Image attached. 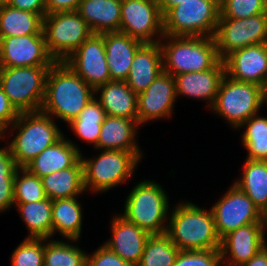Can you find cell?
Here are the masks:
<instances>
[{"label": "cell", "instance_id": "23", "mask_svg": "<svg viewBox=\"0 0 267 266\" xmlns=\"http://www.w3.org/2000/svg\"><path fill=\"white\" fill-rule=\"evenodd\" d=\"M138 126L137 120L106 115L95 149L141 152L136 142Z\"/></svg>", "mask_w": 267, "mask_h": 266}, {"label": "cell", "instance_id": "47", "mask_svg": "<svg viewBox=\"0 0 267 266\" xmlns=\"http://www.w3.org/2000/svg\"><path fill=\"white\" fill-rule=\"evenodd\" d=\"M262 88V94H263V98L265 101V104L267 103V75L265 77V80L263 82V85L261 86Z\"/></svg>", "mask_w": 267, "mask_h": 266}, {"label": "cell", "instance_id": "7", "mask_svg": "<svg viewBox=\"0 0 267 266\" xmlns=\"http://www.w3.org/2000/svg\"><path fill=\"white\" fill-rule=\"evenodd\" d=\"M50 68L0 67V86L19 113L41 111Z\"/></svg>", "mask_w": 267, "mask_h": 266}, {"label": "cell", "instance_id": "15", "mask_svg": "<svg viewBox=\"0 0 267 266\" xmlns=\"http://www.w3.org/2000/svg\"><path fill=\"white\" fill-rule=\"evenodd\" d=\"M64 62L94 90L112 81L102 34H92Z\"/></svg>", "mask_w": 267, "mask_h": 266}, {"label": "cell", "instance_id": "20", "mask_svg": "<svg viewBox=\"0 0 267 266\" xmlns=\"http://www.w3.org/2000/svg\"><path fill=\"white\" fill-rule=\"evenodd\" d=\"M224 76L225 64L221 59L211 69L176 75V96L204 100L209 103V108H212Z\"/></svg>", "mask_w": 267, "mask_h": 266}, {"label": "cell", "instance_id": "45", "mask_svg": "<svg viewBox=\"0 0 267 266\" xmlns=\"http://www.w3.org/2000/svg\"><path fill=\"white\" fill-rule=\"evenodd\" d=\"M241 266H267V245Z\"/></svg>", "mask_w": 267, "mask_h": 266}, {"label": "cell", "instance_id": "41", "mask_svg": "<svg viewBox=\"0 0 267 266\" xmlns=\"http://www.w3.org/2000/svg\"><path fill=\"white\" fill-rule=\"evenodd\" d=\"M87 266H136L124 261L105 245H101L91 255L87 254Z\"/></svg>", "mask_w": 267, "mask_h": 266}, {"label": "cell", "instance_id": "31", "mask_svg": "<svg viewBox=\"0 0 267 266\" xmlns=\"http://www.w3.org/2000/svg\"><path fill=\"white\" fill-rule=\"evenodd\" d=\"M29 232L27 238L52 237V200L46 198L31 203H14Z\"/></svg>", "mask_w": 267, "mask_h": 266}, {"label": "cell", "instance_id": "3", "mask_svg": "<svg viewBox=\"0 0 267 266\" xmlns=\"http://www.w3.org/2000/svg\"><path fill=\"white\" fill-rule=\"evenodd\" d=\"M161 40L163 72L174 77L211 69L220 60L214 37L164 35Z\"/></svg>", "mask_w": 267, "mask_h": 266}, {"label": "cell", "instance_id": "39", "mask_svg": "<svg viewBox=\"0 0 267 266\" xmlns=\"http://www.w3.org/2000/svg\"><path fill=\"white\" fill-rule=\"evenodd\" d=\"M267 12L264 0H220L219 18L242 19Z\"/></svg>", "mask_w": 267, "mask_h": 266}, {"label": "cell", "instance_id": "34", "mask_svg": "<svg viewBox=\"0 0 267 266\" xmlns=\"http://www.w3.org/2000/svg\"><path fill=\"white\" fill-rule=\"evenodd\" d=\"M245 126L241 141L248 152L247 159L267 161V117H261L257 113L239 129Z\"/></svg>", "mask_w": 267, "mask_h": 266}, {"label": "cell", "instance_id": "13", "mask_svg": "<svg viewBox=\"0 0 267 266\" xmlns=\"http://www.w3.org/2000/svg\"><path fill=\"white\" fill-rule=\"evenodd\" d=\"M211 211L217 235L222 239L239 227L262 222V212L253 201L234 183L216 202Z\"/></svg>", "mask_w": 267, "mask_h": 266}, {"label": "cell", "instance_id": "2", "mask_svg": "<svg viewBox=\"0 0 267 266\" xmlns=\"http://www.w3.org/2000/svg\"><path fill=\"white\" fill-rule=\"evenodd\" d=\"M166 235L180 251L220 249L213 213L192 202H179L170 212Z\"/></svg>", "mask_w": 267, "mask_h": 266}, {"label": "cell", "instance_id": "19", "mask_svg": "<svg viewBox=\"0 0 267 266\" xmlns=\"http://www.w3.org/2000/svg\"><path fill=\"white\" fill-rule=\"evenodd\" d=\"M111 222L112 238L103 245L124 261L137 266L151 234L136 224L128 222L120 214L115 215Z\"/></svg>", "mask_w": 267, "mask_h": 266}, {"label": "cell", "instance_id": "33", "mask_svg": "<svg viewBox=\"0 0 267 266\" xmlns=\"http://www.w3.org/2000/svg\"><path fill=\"white\" fill-rule=\"evenodd\" d=\"M69 241L78 240L64 242L44 238V266H87L88 253Z\"/></svg>", "mask_w": 267, "mask_h": 266}, {"label": "cell", "instance_id": "42", "mask_svg": "<svg viewBox=\"0 0 267 266\" xmlns=\"http://www.w3.org/2000/svg\"><path fill=\"white\" fill-rule=\"evenodd\" d=\"M18 115L19 112L10 103L7 95L0 86V125L7 131L12 130L10 129V125L18 118Z\"/></svg>", "mask_w": 267, "mask_h": 266}, {"label": "cell", "instance_id": "9", "mask_svg": "<svg viewBox=\"0 0 267 266\" xmlns=\"http://www.w3.org/2000/svg\"><path fill=\"white\" fill-rule=\"evenodd\" d=\"M264 103L261 86L236 81L225 74L211 109L227 120L230 126L238 129L250 117L256 115Z\"/></svg>", "mask_w": 267, "mask_h": 266}, {"label": "cell", "instance_id": "28", "mask_svg": "<svg viewBox=\"0 0 267 266\" xmlns=\"http://www.w3.org/2000/svg\"><path fill=\"white\" fill-rule=\"evenodd\" d=\"M78 197L52 200V236L79 240L82 233V205Z\"/></svg>", "mask_w": 267, "mask_h": 266}, {"label": "cell", "instance_id": "35", "mask_svg": "<svg viewBox=\"0 0 267 266\" xmlns=\"http://www.w3.org/2000/svg\"><path fill=\"white\" fill-rule=\"evenodd\" d=\"M179 252L166 234L151 235L137 266H173Z\"/></svg>", "mask_w": 267, "mask_h": 266}, {"label": "cell", "instance_id": "46", "mask_svg": "<svg viewBox=\"0 0 267 266\" xmlns=\"http://www.w3.org/2000/svg\"><path fill=\"white\" fill-rule=\"evenodd\" d=\"M161 14L164 15L169 9L181 4L182 2L198 1V0H157Z\"/></svg>", "mask_w": 267, "mask_h": 266}, {"label": "cell", "instance_id": "18", "mask_svg": "<svg viewBox=\"0 0 267 266\" xmlns=\"http://www.w3.org/2000/svg\"><path fill=\"white\" fill-rule=\"evenodd\" d=\"M223 61L228 77L262 86L267 75V43L236 50Z\"/></svg>", "mask_w": 267, "mask_h": 266}, {"label": "cell", "instance_id": "17", "mask_svg": "<svg viewBox=\"0 0 267 266\" xmlns=\"http://www.w3.org/2000/svg\"><path fill=\"white\" fill-rule=\"evenodd\" d=\"M265 239L262 222L251 223L228 233L221 239L222 265L241 266L248 262L267 245Z\"/></svg>", "mask_w": 267, "mask_h": 266}, {"label": "cell", "instance_id": "50", "mask_svg": "<svg viewBox=\"0 0 267 266\" xmlns=\"http://www.w3.org/2000/svg\"><path fill=\"white\" fill-rule=\"evenodd\" d=\"M7 3V0H0V7H2L3 5H5Z\"/></svg>", "mask_w": 267, "mask_h": 266}, {"label": "cell", "instance_id": "44", "mask_svg": "<svg viewBox=\"0 0 267 266\" xmlns=\"http://www.w3.org/2000/svg\"><path fill=\"white\" fill-rule=\"evenodd\" d=\"M81 0H46V14L77 11Z\"/></svg>", "mask_w": 267, "mask_h": 266}, {"label": "cell", "instance_id": "36", "mask_svg": "<svg viewBox=\"0 0 267 266\" xmlns=\"http://www.w3.org/2000/svg\"><path fill=\"white\" fill-rule=\"evenodd\" d=\"M19 167L11 154L10 148H0V213L14 206V180Z\"/></svg>", "mask_w": 267, "mask_h": 266}, {"label": "cell", "instance_id": "4", "mask_svg": "<svg viewBox=\"0 0 267 266\" xmlns=\"http://www.w3.org/2000/svg\"><path fill=\"white\" fill-rule=\"evenodd\" d=\"M54 119L42 111L22 112L11 125L16 135L8 146L18 167H25L64 135Z\"/></svg>", "mask_w": 267, "mask_h": 266}, {"label": "cell", "instance_id": "38", "mask_svg": "<svg viewBox=\"0 0 267 266\" xmlns=\"http://www.w3.org/2000/svg\"><path fill=\"white\" fill-rule=\"evenodd\" d=\"M11 257L12 266H44V238H25Z\"/></svg>", "mask_w": 267, "mask_h": 266}, {"label": "cell", "instance_id": "49", "mask_svg": "<svg viewBox=\"0 0 267 266\" xmlns=\"http://www.w3.org/2000/svg\"><path fill=\"white\" fill-rule=\"evenodd\" d=\"M7 132L1 125H0V139L5 136L4 133Z\"/></svg>", "mask_w": 267, "mask_h": 266}, {"label": "cell", "instance_id": "11", "mask_svg": "<svg viewBox=\"0 0 267 266\" xmlns=\"http://www.w3.org/2000/svg\"><path fill=\"white\" fill-rule=\"evenodd\" d=\"M219 58L247 46L267 43V12L249 18H219L214 35Z\"/></svg>", "mask_w": 267, "mask_h": 266}, {"label": "cell", "instance_id": "43", "mask_svg": "<svg viewBox=\"0 0 267 266\" xmlns=\"http://www.w3.org/2000/svg\"><path fill=\"white\" fill-rule=\"evenodd\" d=\"M8 5L25 11L46 15V0H7Z\"/></svg>", "mask_w": 267, "mask_h": 266}, {"label": "cell", "instance_id": "27", "mask_svg": "<svg viewBox=\"0 0 267 266\" xmlns=\"http://www.w3.org/2000/svg\"><path fill=\"white\" fill-rule=\"evenodd\" d=\"M50 200L77 197L85 192L81 158L70 168L59 170L41 178Z\"/></svg>", "mask_w": 267, "mask_h": 266}, {"label": "cell", "instance_id": "21", "mask_svg": "<svg viewBox=\"0 0 267 266\" xmlns=\"http://www.w3.org/2000/svg\"><path fill=\"white\" fill-rule=\"evenodd\" d=\"M162 72L163 58L160 43H144L137 50L125 81L138 95L144 92Z\"/></svg>", "mask_w": 267, "mask_h": 266}, {"label": "cell", "instance_id": "5", "mask_svg": "<svg viewBox=\"0 0 267 266\" xmlns=\"http://www.w3.org/2000/svg\"><path fill=\"white\" fill-rule=\"evenodd\" d=\"M167 193L159 183L151 180L139 182L132 188L120 214L151 235L166 234L169 214Z\"/></svg>", "mask_w": 267, "mask_h": 266}, {"label": "cell", "instance_id": "24", "mask_svg": "<svg viewBox=\"0 0 267 266\" xmlns=\"http://www.w3.org/2000/svg\"><path fill=\"white\" fill-rule=\"evenodd\" d=\"M82 152L77 144L64 138L47 147L42 153L29 162L24 168L40 178L53 172L72 167Z\"/></svg>", "mask_w": 267, "mask_h": 266}, {"label": "cell", "instance_id": "22", "mask_svg": "<svg viewBox=\"0 0 267 266\" xmlns=\"http://www.w3.org/2000/svg\"><path fill=\"white\" fill-rule=\"evenodd\" d=\"M102 35L111 80L125 81L135 54L144 43L122 32H106Z\"/></svg>", "mask_w": 267, "mask_h": 266}, {"label": "cell", "instance_id": "8", "mask_svg": "<svg viewBox=\"0 0 267 266\" xmlns=\"http://www.w3.org/2000/svg\"><path fill=\"white\" fill-rule=\"evenodd\" d=\"M220 0L182 2L163 15V32L169 36L214 37Z\"/></svg>", "mask_w": 267, "mask_h": 266}, {"label": "cell", "instance_id": "1", "mask_svg": "<svg viewBox=\"0 0 267 266\" xmlns=\"http://www.w3.org/2000/svg\"><path fill=\"white\" fill-rule=\"evenodd\" d=\"M95 96V90L66 62L56 61L47 75L41 111L69 123Z\"/></svg>", "mask_w": 267, "mask_h": 266}, {"label": "cell", "instance_id": "16", "mask_svg": "<svg viewBox=\"0 0 267 266\" xmlns=\"http://www.w3.org/2000/svg\"><path fill=\"white\" fill-rule=\"evenodd\" d=\"M176 98L174 76L162 72L144 92L137 95L138 123L141 125L171 116Z\"/></svg>", "mask_w": 267, "mask_h": 266}, {"label": "cell", "instance_id": "10", "mask_svg": "<svg viewBox=\"0 0 267 266\" xmlns=\"http://www.w3.org/2000/svg\"><path fill=\"white\" fill-rule=\"evenodd\" d=\"M43 33L47 51L55 61H65L93 34L77 11L46 14Z\"/></svg>", "mask_w": 267, "mask_h": 266}, {"label": "cell", "instance_id": "32", "mask_svg": "<svg viewBox=\"0 0 267 266\" xmlns=\"http://www.w3.org/2000/svg\"><path fill=\"white\" fill-rule=\"evenodd\" d=\"M106 112L94 97L79 115L72 119L68 124L78 138L87 143H93L95 148L101 131V124L104 122Z\"/></svg>", "mask_w": 267, "mask_h": 266}, {"label": "cell", "instance_id": "26", "mask_svg": "<svg viewBox=\"0 0 267 266\" xmlns=\"http://www.w3.org/2000/svg\"><path fill=\"white\" fill-rule=\"evenodd\" d=\"M77 12L93 34L119 32L121 0H81Z\"/></svg>", "mask_w": 267, "mask_h": 266}, {"label": "cell", "instance_id": "48", "mask_svg": "<svg viewBox=\"0 0 267 266\" xmlns=\"http://www.w3.org/2000/svg\"><path fill=\"white\" fill-rule=\"evenodd\" d=\"M262 225H263V233L265 234V230H267V210H265L262 214Z\"/></svg>", "mask_w": 267, "mask_h": 266}, {"label": "cell", "instance_id": "37", "mask_svg": "<svg viewBox=\"0 0 267 266\" xmlns=\"http://www.w3.org/2000/svg\"><path fill=\"white\" fill-rule=\"evenodd\" d=\"M13 194L14 203H31L47 198L42 179L24 167L16 170Z\"/></svg>", "mask_w": 267, "mask_h": 266}, {"label": "cell", "instance_id": "29", "mask_svg": "<svg viewBox=\"0 0 267 266\" xmlns=\"http://www.w3.org/2000/svg\"><path fill=\"white\" fill-rule=\"evenodd\" d=\"M43 16L8 4L0 7V39L43 33Z\"/></svg>", "mask_w": 267, "mask_h": 266}, {"label": "cell", "instance_id": "12", "mask_svg": "<svg viewBox=\"0 0 267 266\" xmlns=\"http://www.w3.org/2000/svg\"><path fill=\"white\" fill-rule=\"evenodd\" d=\"M119 32L127 34L142 43L159 42L160 38L164 36V32L163 15L158 6V1L121 0ZM158 35L160 38H157Z\"/></svg>", "mask_w": 267, "mask_h": 266}, {"label": "cell", "instance_id": "14", "mask_svg": "<svg viewBox=\"0 0 267 266\" xmlns=\"http://www.w3.org/2000/svg\"><path fill=\"white\" fill-rule=\"evenodd\" d=\"M44 34L10 36L0 39V67L52 66Z\"/></svg>", "mask_w": 267, "mask_h": 266}, {"label": "cell", "instance_id": "25", "mask_svg": "<svg viewBox=\"0 0 267 266\" xmlns=\"http://www.w3.org/2000/svg\"><path fill=\"white\" fill-rule=\"evenodd\" d=\"M95 97L106 115L137 120V94L126 81L112 80L95 89Z\"/></svg>", "mask_w": 267, "mask_h": 266}, {"label": "cell", "instance_id": "40", "mask_svg": "<svg viewBox=\"0 0 267 266\" xmlns=\"http://www.w3.org/2000/svg\"><path fill=\"white\" fill-rule=\"evenodd\" d=\"M173 266H222L220 249L180 251Z\"/></svg>", "mask_w": 267, "mask_h": 266}, {"label": "cell", "instance_id": "6", "mask_svg": "<svg viewBox=\"0 0 267 266\" xmlns=\"http://www.w3.org/2000/svg\"><path fill=\"white\" fill-rule=\"evenodd\" d=\"M142 156V152L123 150H101L90 159L81 154L85 190L103 193L129 180Z\"/></svg>", "mask_w": 267, "mask_h": 266}, {"label": "cell", "instance_id": "30", "mask_svg": "<svg viewBox=\"0 0 267 266\" xmlns=\"http://www.w3.org/2000/svg\"><path fill=\"white\" fill-rule=\"evenodd\" d=\"M241 179L234 182L263 213L267 210V161L247 159Z\"/></svg>", "mask_w": 267, "mask_h": 266}]
</instances>
